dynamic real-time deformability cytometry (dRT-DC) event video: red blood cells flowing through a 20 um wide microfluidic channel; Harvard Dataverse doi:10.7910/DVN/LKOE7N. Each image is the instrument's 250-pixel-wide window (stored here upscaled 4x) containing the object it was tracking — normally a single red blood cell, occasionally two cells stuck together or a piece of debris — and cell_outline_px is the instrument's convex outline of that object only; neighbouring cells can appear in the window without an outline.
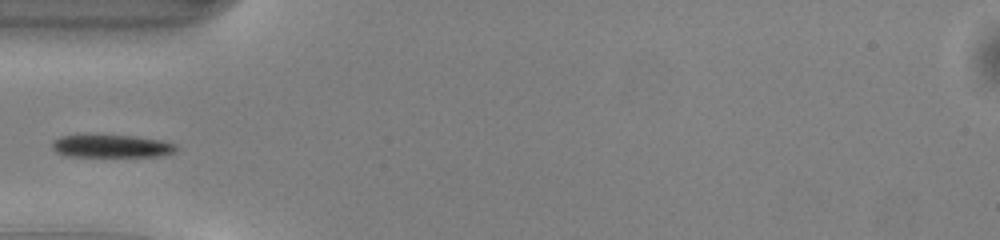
{"species": "common noctule bat (a hibernating species)", "species_latin": "Nyctalus noctula", "temperature_condition": "warm", "stored_images_in_passage": 34, "camera_frame_rate_fps": 3000, "um_per_image_px": 0.085, "animal": {"sex": "male", "body_mass_g": 13.0, "forearm_length_mm": 53.1}, "frame": {"image": 1, "passage_image": 1, "time_ms": 0.0, "image_size_px": [1000, 240], "cell_outline_px": [[176, 152], [160, 156], [64, 156], [56, 152], [52, 148], [52, 140], [60, 136], [136, 136], [160, 140], [176, 144]], "centroid_in_image_um": [9.48, 12.43], "position_along_channel_um": 75.5, "area_um2": 16.24}}
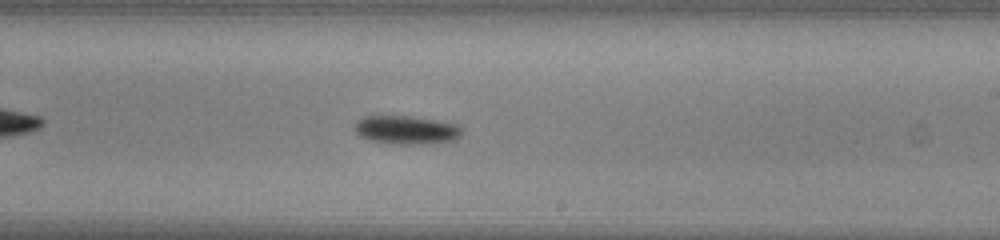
{"frame": {"image": 2, "passage_image": 14, "time_ms": 4.333, "image_size_px": [1000, 240], "cell_outline_px": [[460, 136], [452, 140], [428, 144], [384, 144], [368, 140], [360, 136], [356, 132], [356, 120], [364, 116], [412, 116], [436, 120], [456, 124], [460, 128]], "centroid_in_image_um": [34.48, 11.05], "position_along_channel_um": 254.5, "area_um2": 17.86}}
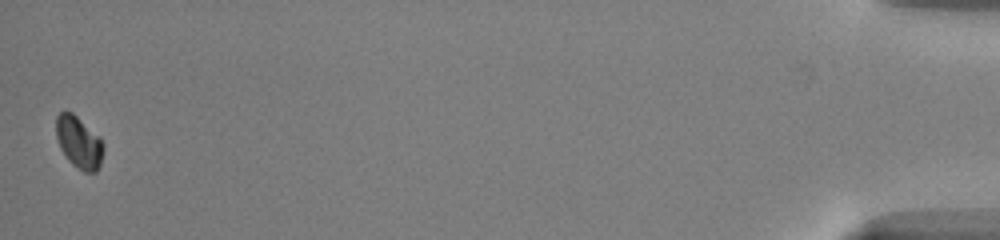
{"frame": {"image": 3, "passage_image": 34, "time_ms": 11.0, "image_size_px": [1000, 240], "cell_outline_px": [[104, 152], [100, 164], [96, 172], [84, 172], [72, 164], [68, 160], [60, 148], [56, 136], [56, 116], [64, 108], [72, 112], [100, 136], [104, 144]], "centroid_in_image_um": [6.71, 12.07], "position_along_channel_um": 428.5, "area_um2": 14.62}}